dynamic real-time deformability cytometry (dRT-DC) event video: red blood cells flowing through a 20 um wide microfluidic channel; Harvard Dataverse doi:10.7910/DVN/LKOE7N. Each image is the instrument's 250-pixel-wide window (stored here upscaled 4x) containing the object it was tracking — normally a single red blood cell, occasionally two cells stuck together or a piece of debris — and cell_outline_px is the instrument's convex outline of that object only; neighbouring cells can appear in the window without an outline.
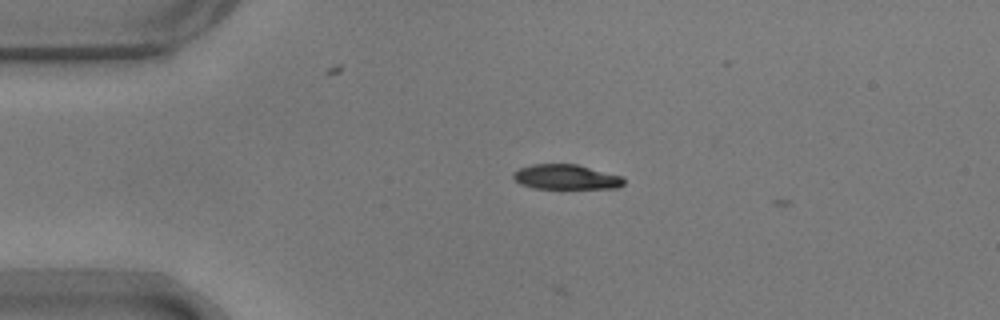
{"species": "common noctule bat (a hibernating species)", "species_latin": "Nyctalus noctula", "temperature_condition": "warm", "stored_images_in_passage": 2, "camera_frame_rate_fps": 3000, "um_per_image_px": 0.085, "animal": {"sex": "male", "body_mass_g": 17.9}, "frame": {"image": 1, "passage_image": 1, "time_ms": 0.0, "image_size_px": [1000, 320], "cell_outline_px": [[624, 184], [616, 188], [532, 188], [520, 184], [512, 176], [512, 172], [520, 168], [532, 164], [576, 164], [624, 176]], "centroid_in_image_um": [48.11, 15.04], "position_along_channel_um": 36.9, "area_um2": 16.07}}